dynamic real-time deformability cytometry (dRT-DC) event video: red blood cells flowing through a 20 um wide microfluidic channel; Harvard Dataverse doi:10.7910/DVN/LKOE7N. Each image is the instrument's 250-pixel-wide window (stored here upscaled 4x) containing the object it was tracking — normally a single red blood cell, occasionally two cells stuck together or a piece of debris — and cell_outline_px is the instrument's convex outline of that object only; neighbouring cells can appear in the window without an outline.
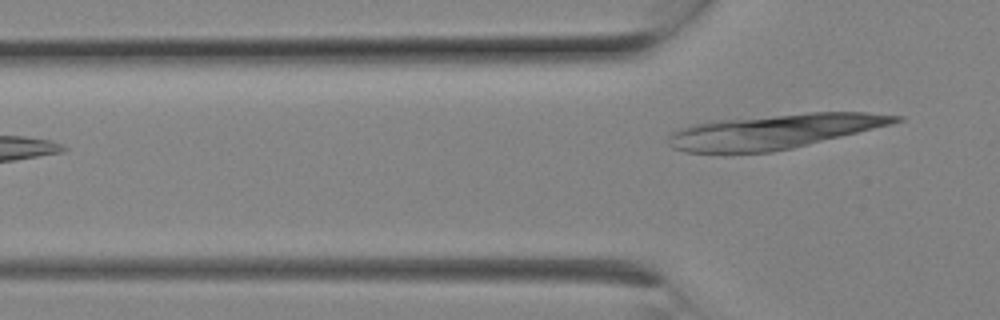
{"species": "Egyptian fruit bat (a non-hibernating species)", "species_latin": "Rousettus aegyptiacus", "temperature_condition": "room temperature", "stored_images_in_passage": 3, "camera_frame_rate_fps": 3000, "um_per_image_px": 0.085, "animal": {"sex": "female"}, "frame": {"image": 1, "passage_image": 3, "time_ms": 0.667, "image_size_px": [1000, 320], "cell_outline_px": [[904, 120], [892, 124], [792, 148], [772, 152], [684, 152], [672, 148], [668, 144], [668, 136], [672, 132], [680, 128], [692, 124], [712, 120], [808, 112], [864, 112], [904, 116]], "centroid_in_image_um": [65.78, 11.16], "position_along_channel_um": 60.0, "area_um2": 45.72}}